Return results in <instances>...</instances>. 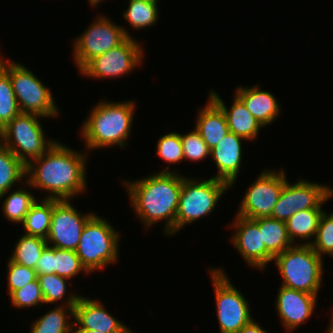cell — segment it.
<instances>
[{
    "label": "cell",
    "instance_id": "obj_13",
    "mask_svg": "<svg viewBox=\"0 0 333 333\" xmlns=\"http://www.w3.org/2000/svg\"><path fill=\"white\" fill-rule=\"evenodd\" d=\"M333 198V187L298 179L295 183L287 180L274 206L271 217L286 222L295 213L308 209H322L330 198Z\"/></svg>",
    "mask_w": 333,
    "mask_h": 333
},
{
    "label": "cell",
    "instance_id": "obj_32",
    "mask_svg": "<svg viewBox=\"0 0 333 333\" xmlns=\"http://www.w3.org/2000/svg\"><path fill=\"white\" fill-rule=\"evenodd\" d=\"M156 150L157 152L155 155H158L162 160L169 164H166L163 171L158 172L178 173L175 169H173V171L171 166L172 164H178V162L181 163L184 160L180 134L172 131L160 136L157 142Z\"/></svg>",
    "mask_w": 333,
    "mask_h": 333
},
{
    "label": "cell",
    "instance_id": "obj_11",
    "mask_svg": "<svg viewBox=\"0 0 333 333\" xmlns=\"http://www.w3.org/2000/svg\"><path fill=\"white\" fill-rule=\"evenodd\" d=\"M134 37H128L122 44L91 59L79 74L91 79L122 78L143 64L144 48Z\"/></svg>",
    "mask_w": 333,
    "mask_h": 333
},
{
    "label": "cell",
    "instance_id": "obj_27",
    "mask_svg": "<svg viewBox=\"0 0 333 333\" xmlns=\"http://www.w3.org/2000/svg\"><path fill=\"white\" fill-rule=\"evenodd\" d=\"M28 189H23L22 187L15 190L11 189L5 194L0 195L5 200L2 204V214L9 222H14L15 224H21L27 215L31 205L37 200L36 195L32 194ZM11 191V192H10Z\"/></svg>",
    "mask_w": 333,
    "mask_h": 333
},
{
    "label": "cell",
    "instance_id": "obj_38",
    "mask_svg": "<svg viewBox=\"0 0 333 333\" xmlns=\"http://www.w3.org/2000/svg\"><path fill=\"white\" fill-rule=\"evenodd\" d=\"M55 247L47 245L36 263L37 275L54 274Z\"/></svg>",
    "mask_w": 333,
    "mask_h": 333
},
{
    "label": "cell",
    "instance_id": "obj_17",
    "mask_svg": "<svg viewBox=\"0 0 333 333\" xmlns=\"http://www.w3.org/2000/svg\"><path fill=\"white\" fill-rule=\"evenodd\" d=\"M75 330H98L104 333H133L127 325L114 317L100 299L81 295L74 306Z\"/></svg>",
    "mask_w": 333,
    "mask_h": 333
},
{
    "label": "cell",
    "instance_id": "obj_28",
    "mask_svg": "<svg viewBox=\"0 0 333 333\" xmlns=\"http://www.w3.org/2000/svg\"><path fill=\"white\" fill-rule=\"evenodd\" d=\"M37 279L39 281L41 291L44 296V302L46 305H53V303L57 302H59L58 305H60V301H63L64 299V302H62L61 305L75 306L78 302L79 297L81 296L78 295V293H68L67 283L69 282V279L58 276L55 273L37 275Z\"/></svg>",
    "mask_w": 333,
    "mask_h": 333
},
{
    "label": "cell",
    "instance_id": "obj_35",
    "mask_svg": "<svg viewBox=\"0 0 333 333\" xmlns=\"http://www.w3.org/2000/svg\"><path fill=\"white\" fill-rule=\"evenodd\" d=\"M9 297V302L17 309L35 308L45 304L38 279L15 290Z\"/></svg>",
    "mask_w": 333,
    "mask_h": 333
},
{
    "label": "cell",
    "instance_id": "obj_30",
    "mask_svg": "<svg viewBox=\"0 0 333 333\" xmlns=\"http://www.w3.org/2000/svg\"><path fill=\"white\" fill-rule=\"evenodd\" d=\"M122 15L124 20L138 31L155 25L160 17L158 4L143 0H129L128 7Z\"/></svg>",
    "mask_w": 333,
    "mask_h": 333
},
{
    "label": "cell",
    "instance_id": "obj_2",
    "mask_svg": "<svg viewBox=\"0 0 333 333\" xmlns=\"http://www.w3.org/2000/svg\"><path fill=\"white\" fill-rule=\"evenodd\" d=\"M182 174L157 172L136 180H125L130 205L145 230L165 222L164 235H176V211L180 199Z\"/></svg>",
    "mask_w": 333,
    "mask_h": 333
},
{
    "label": "cell",
    "instance_id": "obj_31",
    "mask_svg": "<svg viewBox=\"0 0 333 333\" xmlns=\"http://www.w3.org/2000/svg\"><path fill=\"white\" fill-rule=\"evenodd\" d=\"M20 113L9 74L0 66V131Z\"/></svg>",
    "mask_w": 333,
    "mask_h": 333
},
{
    "label": "cell",
    "instance_id": "obj_40",
    "mask_svg": "<svg viewBox=\"0 0 333 333\" xmlns=\"http://www.w3.org/2000/svg\"><path fill=\"white\" fill-rule=\"evenodd\" d=\"M332 314L330 315L331 318H330V323H329V326L327 327V331H325V333H333V307H332Z\"/></svg>",
    "mask_w": 333,
    "mask_h": 333
},
{
    "label": "cell",
    "instance_id": "obj_22",
    "mask_svg": "<svg viewBox=\"0 0 333 333\" xmlns=\"http://www.w3.org/2000/svg\"><path fill=\"white\" fill-rule=\"evenodd\" d=\"M323 212V209L302 210L285 222L289 239L293 245H311L313 243Z\"/></svg>",
    "mask_w": 333,
    "mask_h": 333
},
{
    "label": "cell",
    "instance_id": "obj_33",
    "mask_svg": "<svg viewBox=\"0 0 333 333\" xmlns=\"http://www.w3.org/2000/svg\"><path fill=\"white\" fill-rule=\"evenodd\" d=\"M85 275L90 273L82 265L80 258L74 250H65L55 248L54 273L58 276L65 277L69 280L79 276L81 273Z\"/></svg>",
    "mask_w": 333,
    "mask_h": 333
},
{
    "label": "cell",
    "instance_id": "obj_9",
    "mask_svg": "<svg viewBox=\"0 0 333 333\" xmlns=\"http://www.w3.org/2000/svg\"><path fill=\"white\" fill-rule=\"evenodd\" d=\"M208 271L214 287L220 333H237L254 319L249 302L233 285L224 269L211 267Z\"/></svg>",
    "mask_w": 333,
    "mask_h": 333
},
{
    "label": "cell",
    "instance_id": "obj_23",
    "mask_svg": "<svg viewBox=\"0 0 333 333\" xmlns=\"http://www.w3.org/2000/svg\"><path fill=\"white\" fill-rule=\"evenodd\" d=\"M74 306L57 305L34 320L29 333H73Z\"/></svg>",
    "mask_w": 333,
    "mask_h": 333
},
{
    "label": "cell",
    "instance_id": "obj_19",
    "mask_svg": "<svg viewBox=\"0 0 333 333\" xmlns=\"http://www.w3.org/2000/svg\"><path fill=\"white\" fill-rule=\"evenodd\" d=\"M234 94L263 127L272 124L281 113L279 100L268 90H262L258 84L252 87L239 85Z\"/></svg>",
    "mask_w": 333,
    "mask_h": 333
},
{
    "label": "cell",
    "instance_id": "obj_8",
    "mask_svg": "<svg viewBox=\"0 0 333 333\" xmlns=\"http://www.w3.org/2000/svg\"><path fill=\"white\" fill-rule=\"evenodd\" d=\"M42 118L45 119L34 113H20L0 131V142L26 166L57 142L45 136Z\"/></svg>",
    "mask_w": 333,
    "mask_h": 333
},
{
    "label": "cell",
    "instance_id": "obj_10",
    "mask_svg": "<svg viewBox=\"0 0 333 333\" xmlns=\"http://www.w3.org/2000/svg\"><path fill=\"white\" fill-rule=\"evenodd\" d=\"M123 25L113 22L104 14L99 15L73 43V59L79 71L93 58L122 44L133 37Z\"/></svg>",
    "mask_w": 333,
    "mask_h": 333
},
{
    "label": "cell",
    "instance_id": "obj_14",
    "mask_svg": "<svg viewBox=\"0 0 333 333\" xmlns=\"http://www.w3.org/2000/svg\"><path fill=\"white\" fill-rule=\"evenodd\" d=\"M94 214L95 212L80 213L73 207L71 200L53 199L52 219L46 238L47 244L58 249L75 251L86 222Z\"/></svg>",
    "mask_w": 333,
    "mask_h": 333
},
{
    "label": "cell",
    "instance_id": "obj_24",
    "mask_svg": "<svg viewBox=\"0 0 333 333\" xmlns=\"http://www.w3.org/2000/svg\"><path fill=\"white\" fill-rule=\"evenodd\" d=\"M42 199L38 202L39 200L37 198L31 205L21 224L24 228L25 235L38 236L46 239L52 219L53 199H47L44 198V196Z\"/></svg>",
    "mask_w": 333,
    "mask_h": 333
},
{
    "label": "cell",
    "instance_id": "obj_21",
    "mask_svg": "<svg viewBox=\"0 0 333 333\" xmlns=\"http://www.w3.org/2000/svg\"><path fill=\"white\" fill-rule=\"evenodd\" d=\"M198 110L193 128L211 150L229 133L227 120L222 109L210 97L205 106Z\"/></svg>",
    "mask_w": 333,
    "mask_h": 333
},
{
    "label": "cell",
    "instance_id": "obj_25",
    "mask_svg": "<svg viewBox=\"0 0 333 333\" xmlns=\"http://www.w3.org/2000/svg\"><path fill=\"white\" fill-rule=\"evenodd\" d=\"M26 165L0 142V195L14 188L15 184L24 185Z\"/></svg>",
    "mask_w": 333,
    "mask_h": 333
},
{
    "label": "cell",
    "instance_id": "obj_7",
    "mask_svg": "<svg viewBox=\"0 0 333 333\" xmlns=\"http://www.w3.org/2000/svg\"><path fill=\"white\" fill-rule=\"evenodd\" d=\"M231 186L213 177L204 180L184 177L176 211V234L187 224L212 214L217 203Z\"/></svg>",
    "mask_w": 333,
    "mask_h": 333
},
{
    "label": "cell",
    "instance_id": "obj_29",
    "mask_svg": "<svg viewBox=\"0 0 333 333\" xmlns=\"http://www.w3.org/2000/svg\"><path fill=\"white\" fill-rule=\"evenodd\" d=\"M46 239L38 236L21 235L14 244L10 257L12 262L35 269L37 261L47 246Z\"/></svg>",
    "mask_w": 333,
    "mask_h": 333
},
{
    "label": "cell",
    "instance_id": "obj_6",
    "mask_svg": "<svg viewBox=\"0 0 333 333\" xmlns=\"http://www.w3.org/2000/svg\"><path fill=\"white\" fill-rule=\"evenodd\" d=\"M0 66L9 74L12 88L21 113H34L48 118H59L61 112L56 105L51 89L29 68L0 54Z\"/></svg>",
    "mask_w": 333,
    "mask_h": 333
},
{
    "label": "cell",
    "instance_id": "obj_37",
    "mask_svg": "<svg viewBox=\"0 0 333 333\" xmlns=\"http://www.w3.org/2000/svg\"><path fill=\"white\" fill-rule=\"evenodd\" d=\"M7 262V270L5 271L7 272L8 296H10L15 290H18L19 288L37 279L35 269L12 262L10 259H8Z\"/></svg>",
    "mask_w": 333,
    "mask_h": 333
},
{
    "label": "cell",
    "instance_id": "obj_26",
    "mask_svg": "<svg viewBox=\"0 0 333 333\" xmlns=\"http://www.w3.org/2000/svg\"><path fill=\"white\" fill-rule=\"evenodd\" d=\"M259 230L266 250L273 257L293 246L284 221L270 217L259 218Z\"/></svg>",
    "mask_w": 333,
    "mask_h": 333
},
{
    "label": "cell",
    "instance_id": "obj_16",
    "mask_svg": "<svg viewBox=\"0 0 333 333\" xmlns=\"http://www.w3.org/2000/svg\"><path fill=\"white\" fill-rule=\"evenodd\" d=\"M318 296L280 286L275 309L287 332L292 333L312 317L317 307Z\"/></svg>",
    "mask_w": 333,
    "mask_h": 333
},
{
    "label": "cell",
    "instance_id": "obj_43",
    "mask_svg": "<svg viewBox=\"0 0 333 333\" xmlns=\"http://www.w3.org/2000/svg\"><path fill=\"white\" fill-rule=\"evenodd\" d=\"M143 1H149V2H155V3L159 2V0H143Z\"/></svg>",
    "mask_w": 333,
    "mask_h": 333
},
{
    "label": "cell",
    "instance_id": "obj_12",
    "mask_svg": "<svg viewBox=\"0 0 333 333\" xmlns=\"http://www.w3.org/2000/svg\"><path fill=\"white\" fill-rule=\"evenodd\" d=\"M282 169H263L245 191L236 215L249 219L271 217L287 181V173Z\"/></svg>",
    "mask_w": 333,
    "mask_h": 333
},
{
    "label": "cell",
    "instance_id": "obj_3",
    "mask_svg": "<svg viewBox=\"0 0 333 333\" xmlns=\"http://www.w3.org/2000/svg\"><path fill=\"white\" fill-rule=\"evenodd\" d=\"M136 108L132 100L113 102L101 99L94 104L79 130L86 151L113 146L121 149L127 147Z\"/></svg>",
    "mask_w": 333,
    "mask_h": 333
},
{
    "label": "cell",
    "instance_id": "obj_1",
    "mask_svg": "<svg viewBox=\"0 0 333 333\" xmlns=\"http://www.w3.org/2000/svg\"><path fill=\"white\" fill-rule=\"evenodd\" d=\"M88 152L57 141L26 166L25 187L47 192V199L72 200L87 189Z\"/></svg>",
    "mask_w": 333,
    "mask_h": 333
},
{
    "label": "cell",
    "instance_id": "obj_5",
    "mask_svg": "<svg viewBox=\"0 0 333 333\" xmlns=\"http://www.w3.org/2000/svg\"><path fill=\"white\" fill-rule=\"evenodd\" d=\"M116 230L97 213L86 222L75 252L90 274L118 261L121 236Z\"/></svg>",
    "mask_w": 333,
    "mask_h": 333
},
{
    "label": "cell",
    "instance_id": "obj_34",
    "mask_svg": "<svg viewBox=\"0 0 333 333\" xmlns=\"http://www.w3.org/2000/svg\"><path fill=\"white\" fill-rule=\"evenodd\" d=\"M313 250L323 258V255H329L333 258V211L323 212L316 237L311 244Z\"/></svg>",
    "mask_w": 333,
    "mask_h": 333
},
{
    "label": "cell",
    "instance_id": "obj_18",
    "mask_svg": "<svg viewBox=\"0 0 333 333\" xmlns=\"http://www.w3.org/2000/svg\"><path fill=\"white\" fill-rule=\"evenodd\" d=\"M244 140L247 142L245 138L229 132L216 147L211 149L210 158L213 159L218 170L212 177L227 182L231 188L237 181L242 168Z\"/></svg>",
    "mask_w": 333,
    "mask_h": 333
},
{
    "label": "cell",
    "instance_id": "obj_4",
    "mask_svg": "<svg viewBox=\"0 0 333 333\" xmlns=\"http://www.w3.org/2000/svg\"><path fill=\"white\" fill-rule=\"evenodd\" d=\"M323 260L311 245H293L276 255L273 263L281 276V286L318 296L323 286Z\"/></svg>",
    "mask_w": 333,
    "mask_h": 333
},
{
    "label": "cell",
    "instance_id": "obj_39",
    "mask_svg": "<svg viewBox=\"0 0 333 333\" xmlns=\"http://www.w3.org/2000/svg\"><path fill=\"white\" fill-rule=\"evenodd\" d=\"M237 333H268L254 319L247 325L243 326Z\"/></svg>",
    "mask_w": 333,
    "mask_h": 333
},
{
    "label": "cell",
    "instance_id": "obj_36",
    "mask_svg": "<svg viewBox=\"0 0 333 333\" xmlns=\"http://www.w3.org/2000/svg\"><path fill=\"white\" fill-rule=\"evenodd\" d=\"M180 138L184 160L198 162L210 156L211 150L195 129L191 132L180 134Z\"/></svg>",
    "mask_w": 333,
    "mask_h": 333
},
{
    "label": "cell",
    "instance_id": "obj_20",
    "mask_svg": "<svg viewBox=\"0 0 333 333\" xmlns=\"http://www.w3.org/2000/svg\"><path fill=\"white\" fill-rule=\"evenodd\" d=\"M208 97H210L224 112L229 132L235 133L247 141L256 140L259 136L261 128L255 117L247 110L244 103L234 94L232 105L230 108L226 106L224 100L218 92L211 89Z\"/></svg>",
    "mask_w": 333,
    "mask_h": 333
},
{
    "label": "cell",
    "instance_id": "obj_41",
    "mask_svg": "<svg viewBox=\"0 0 333 333\" xmlns=\"http://www.w3.org/2000/svg\"><path fill=\"white\" fill-rule=\"evenodd\" d=\"M105 0H88L91 7L97 8Z\"/></svg>",
    "mask_w": 333,
    "mask_h": 333
},
{
    "label": "cell",
    "instance_id": "obj_15",
    "mask_svg": "<svg viewBox=\"0 0 333 333\" xmlns=\"http://www.w3.org/2000/svg\"><path fill=\"white\" fill-rule=\"evenodd\" d=\"M230 228L235 233L230 237V242L243 257L249 267L265 270L274 257L266 250L262 242V232L259 230V218L249 219L235 215Z\"/></svg>",
    "mask_w": 333,
    "mask_h": 333
},
{
    "label": "cell",
    "instance_id": "obj_42",
    "mask_svg": "<svg viewBox=\"0 0 333 333\" xmlns=\"http://www.w3.org/2000/svg\"><path fill=\"white\" fill-rule=\"evenodd\" d=\"M73 333H104L98 330H73Z\"/></svg>",
    "mask_w": 333,
    "mask_h": 333
}]
</instances>
